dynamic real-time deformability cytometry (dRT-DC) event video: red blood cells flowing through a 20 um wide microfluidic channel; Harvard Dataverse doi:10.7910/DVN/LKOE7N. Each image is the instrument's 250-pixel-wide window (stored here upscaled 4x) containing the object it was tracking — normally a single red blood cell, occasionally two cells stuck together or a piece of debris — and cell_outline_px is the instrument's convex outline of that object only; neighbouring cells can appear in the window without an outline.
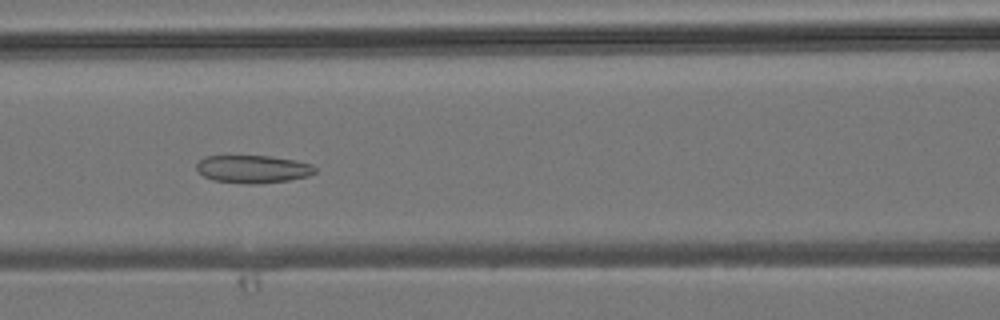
{"species": "common noctule bat (a hibernating species)", "species_latin": "Nyctalus noctula", "temperature_condition": "room temperature", "stored_images_in_passage": 39, "camera_frame_rate_fps": 3000, "um_per_image_px": 0.085, "animal": {"sex": "male", "body_mass_g": 19.2, "forearm_length_mm": 51.8}, "frame": {"image": 1, "passage_image": 19, "time_ms": 6.0, "image_size_px": [1000, 320], "cell_outline_px": [[316, 172], [308, 176], [288, 180], [252, 184], [248, 184], [212, 180], [204, 176], [196, 168], [196, 164], [204, 156], [268, 156], [296, 160], [312, 164], [316, 168]], "centroid_in_image_um": [21.5, 14.37], "position_along_channel_um": 145.1, "area_um2": 19.13}}
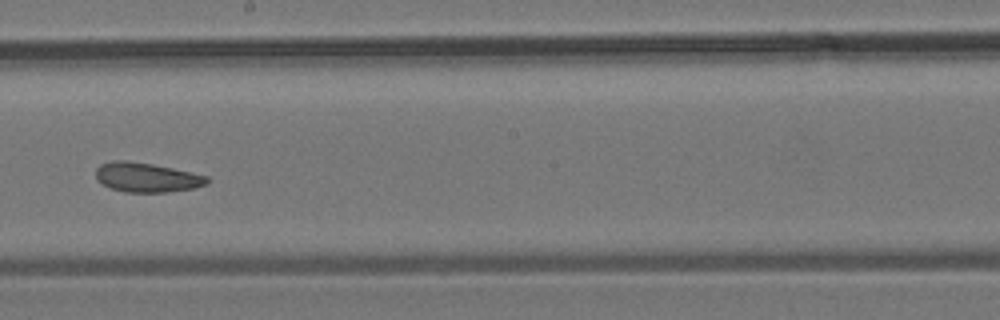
{"frame": {"image": 2, "passage_image": 25, "time_ms": 8.0, "image_size_px": [1000, 320], "cell_outline_px": [[208, 184], [192, 188], [168, 192], [124, 192], [112, 188], [96, 180], [96, 168], [100, 164], [112, 160], [128, 160], [152, 164], [172, 168], [208, 176]], "centroid_in_image_um": [12.44, 15.07], "position_along_channel_um": 235.8, "area_um2": 19.07}}
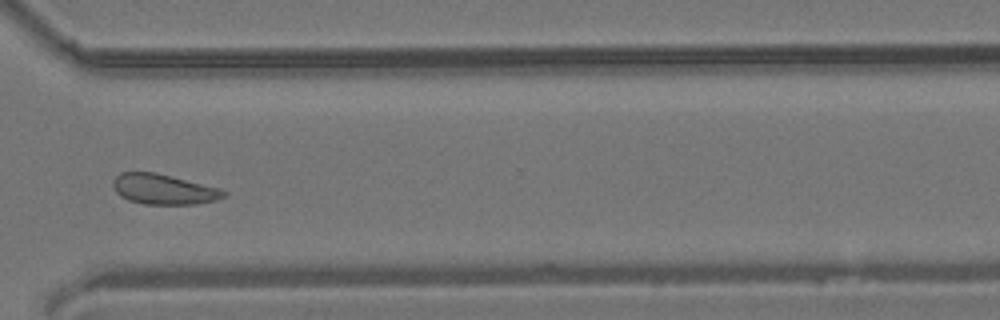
{"frame": {"image": 3, "passage_image": 33, "time_ms": 10.667, "image_size_px": [1000, 320], "cell_outline_px": [[228, 192], [224, 196], [216, 200], [196, 204], [144, 204], [128, 200], [120, 196], [116, 192], [112, 184], [112, 180], [120, 172], [156, 172], [220, 188]], "centroid_in_image_um": [13.89, 16.08], "position_along_channel_um": 356.7, "area_um2": 19.59}}